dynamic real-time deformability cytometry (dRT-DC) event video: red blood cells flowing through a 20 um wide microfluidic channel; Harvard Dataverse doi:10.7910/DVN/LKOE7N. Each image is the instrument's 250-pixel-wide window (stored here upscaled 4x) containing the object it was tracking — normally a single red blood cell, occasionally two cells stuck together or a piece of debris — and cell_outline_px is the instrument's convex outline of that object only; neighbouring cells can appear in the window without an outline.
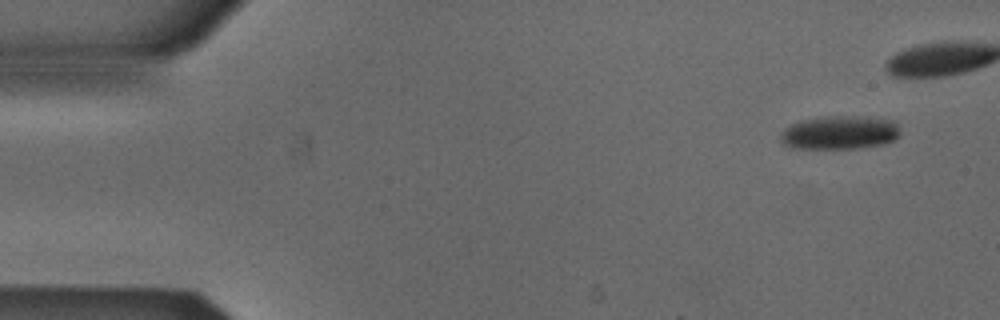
{"species": "Egyptian fruit bat (a non-hibernating species)", "species_latin": "Rousettus aegyptiacus", "temperature_condition": "cold", "stored_images_in_passage": 5, "camera_frame_rate_fps": 3000, "um_per_image_px": 0.085, "animal": {"sex": "male"}, "frame": {"image": 1, "passage_image": 1, "time_ms": 0.0, "image_size_px": [1000, 320], "cell_outline_px": [[900, 132], [892, 140], [884, 144], [856, 148], [792, 148], [784, 144], [780, 140], [780, 136], [784, 128], [800, 120], [828, 116], [856, 116], [888, 120], [896, 124]], "centroid_in_image_um": [71.31, 11.27], "position_along_channel_um": 13.7, "area_um2": 23.06}}
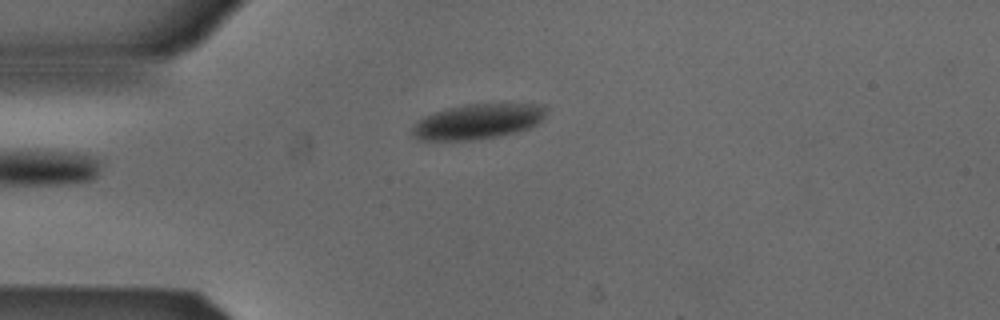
{"frame": {"image": 2, "passage_image": 5, "time_ms": 1.333, "image_size_px": [1000, 320], "cell_outline_px": [[548, 108], [544, 120], [528, 128], [516, 132], [496, 136], [472, 140], [416, 140], [412, 136], [412, 128], [416, 120], [424, 116], [448, 108], [468, 104], [544, 104]], "centroid_in_image_um": [40.62, 10.33], "position_along_channel_um": 44.4, "area_um2": 27.51}}